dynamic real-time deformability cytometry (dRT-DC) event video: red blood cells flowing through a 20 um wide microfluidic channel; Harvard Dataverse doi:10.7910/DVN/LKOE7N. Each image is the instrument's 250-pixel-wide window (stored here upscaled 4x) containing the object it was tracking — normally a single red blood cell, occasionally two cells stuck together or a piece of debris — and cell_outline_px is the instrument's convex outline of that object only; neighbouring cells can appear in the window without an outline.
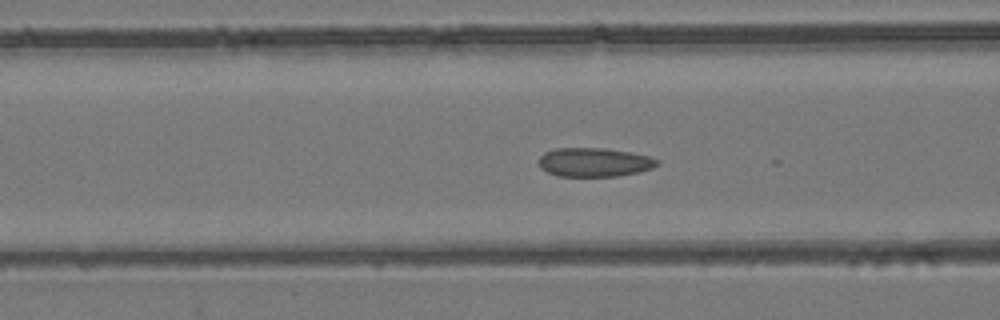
{"species": "common noctule bat (a hibernating species)", "species_latin": "Nyctalus noctula", "temperature_condition": "room temperature", "stored_images_in_passage": 9, "camera_frame_rate_fps": 3000, "um_per_image_px": 0.085, "animal": {"sex": "female", "body_mass_g": 24.6, "forearm_length_mm": 56.2}, "frame": {"image": 1, "passage_image": 6, "time_ms": 1.667, "image_size_px": [1000, 320], "cell_outline_px": [[660, 164], [652, 168], [640, 172], [616, 176], [556, 176], [540, 168], [540, 156], [544, 152], [556, 148], [604, 148], [632, 152], [648, 156], [660, 160]], "centroid_in_image_um": [50.54, 13.79], "position_along_channel_um": 116.1, "area_um2": 20.06}}